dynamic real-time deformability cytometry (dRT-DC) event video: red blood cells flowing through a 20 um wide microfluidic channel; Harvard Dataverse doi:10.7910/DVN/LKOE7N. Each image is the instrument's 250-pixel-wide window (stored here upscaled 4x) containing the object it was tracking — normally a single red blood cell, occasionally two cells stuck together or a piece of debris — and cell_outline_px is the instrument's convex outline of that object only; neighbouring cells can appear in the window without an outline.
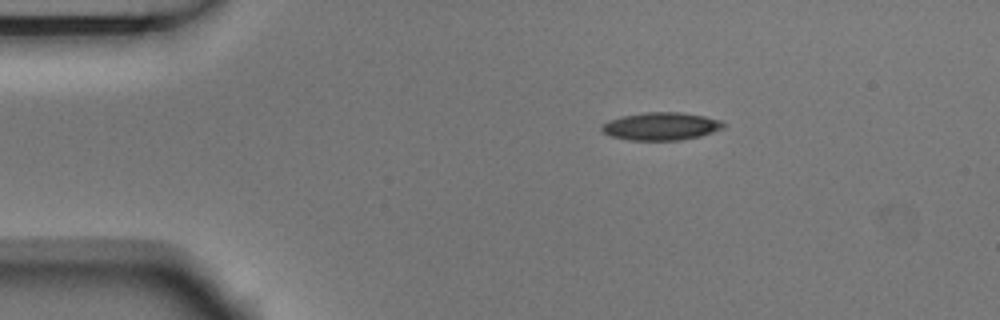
{"species": "Egyptian fruit bat (a non-hibernating species)", "species_latin": "Rousettus aegyptiacus", "temperature_condition": "room temperature", "stored_images_in_passage": 9, "camera_frame_rate_fps": 3000, "um_per_image_px": 0.085, "animal": {"sex": "male"}, "frame": {"image": 1, "passage_image": 1, "time_ms": 0.0, "image_size_px": [1000, 320], "cell_outline_px": [[724, 128], [700, 136], [680, 140], [628, 140], [608, 136], [600, 128], [608, 120], [624, 116], [644, 112], [680, 112], [704, 116], [720, 120], [724, 124]], "centroid_in_image_um": [56.17, 10.74], "position_along_channel_um": 28.8, "area_um2": 19.65}}
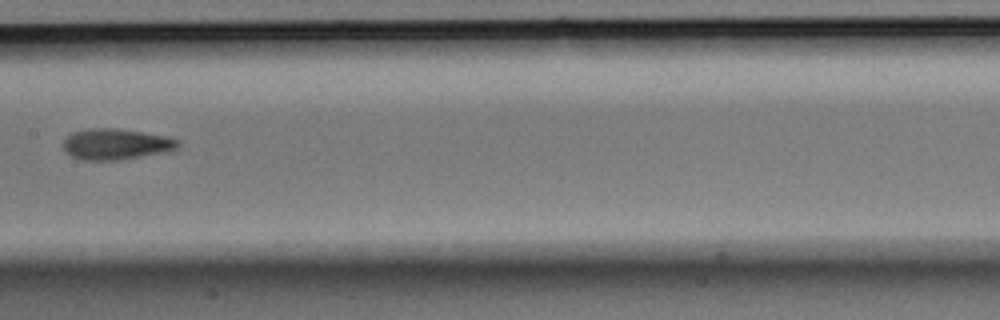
{"frame": {"image": 2, "passage_image": 6, "time_ms": 1.667, "image_size_px": [1000, 320], "cell_outline_px": [[180, 144], [176, 148], [168, 152], [116, 160], [80, 160], [72, 156], [64, 148], [64, 140], [72, 132], [88, 128], [116, 128], [164, 136], [180, 140]], "centroid_in_image_um": [9.86, 12.25], "position_along_channel_um": 197.5, "area_um2": 20.52}}
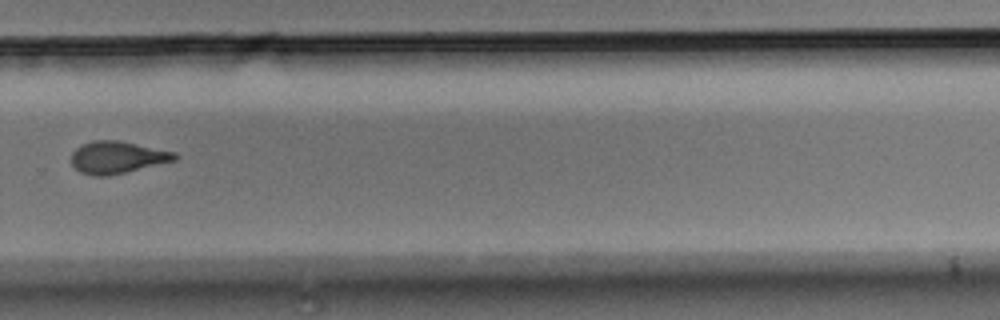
{"frame": {"image": 3, "passage_image": 9, "time_ms": 2.667, "image_size_px": [1000, 320], "cell_outline_px": [[180, 156], [176, 160], [108, 176], [92, 176], [80, 172], [72, 164], [72, 152], [80, 144], [92, 140], [116, 140], [176, 152]], "centroid_in_image_um": [9.95, 13.37], "position_along_channel_um": 319.8, "area_um2": 19.36}}